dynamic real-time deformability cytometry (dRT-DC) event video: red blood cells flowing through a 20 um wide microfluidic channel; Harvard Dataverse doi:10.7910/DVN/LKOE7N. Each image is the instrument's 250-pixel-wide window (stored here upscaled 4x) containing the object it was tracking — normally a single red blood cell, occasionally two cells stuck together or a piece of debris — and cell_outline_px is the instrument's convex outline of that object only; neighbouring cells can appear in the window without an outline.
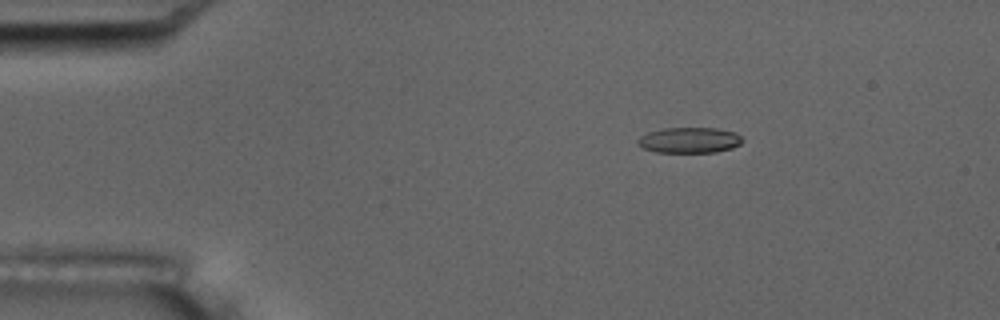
{"species": "common noctule bat (a hibernating species)", "species_latin": "Nyctalus noctula", "temperature_condition": "room temperature", "stored_images_in_passage": 6, "camera_frame_rate_fps": 3000, "um_per_image_px": 0.085, "animal": {"sex": "male", "body_mass_g": 17.5, "forearm_length_mm": 52.3}, "frame": {"image": 1, "passage_image": 3, "time_ms": 2.333, "image_size_px": [1000, 320], "cell_outline_px": [[744, 140], [740, 144], [732, 148], [716, 152], [656, 152], [644, 148], [636, 144], [636, 140], [640, 136], [648, 132], [660, 128], [716, 128], [736, 132]], "centroid_in_image_um": [58.59, 11.91], "position_along_channel_um": 26.4, "area_um2": 15.78}}